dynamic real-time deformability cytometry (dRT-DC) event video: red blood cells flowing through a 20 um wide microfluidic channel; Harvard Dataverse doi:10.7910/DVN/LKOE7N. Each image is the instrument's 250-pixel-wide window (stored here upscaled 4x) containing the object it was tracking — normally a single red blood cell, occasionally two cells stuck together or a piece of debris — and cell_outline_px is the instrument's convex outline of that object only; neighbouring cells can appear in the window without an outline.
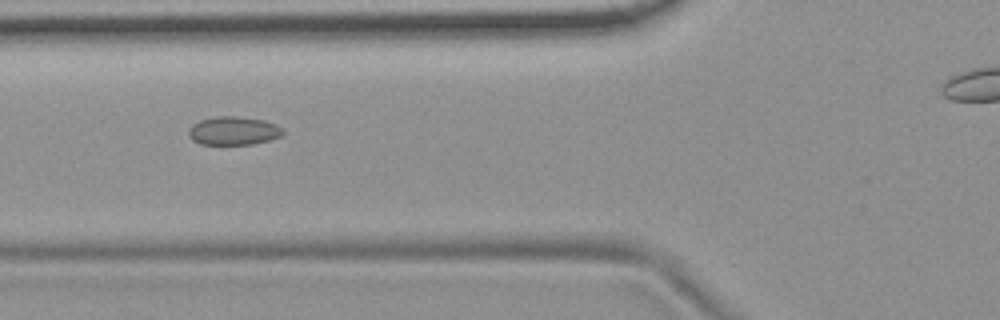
{"species": "common noctule bat (a hibernating species)", "species_latin": "Nyctalus noctula", "temperature_condition": "room temperature", "stored_images_in_passage": 4, "camera_frame_rate_fps": 3000, "um_per_image_px": 0.085, "animal": {"sex": "female", "body_mass_g": 19.9}, "frame": {"image": 1, "passage_image": 4, "time_ms": 3.333, "image_size_px": [1000, 320], "cell_outline_px": [[284, 132], [280, 136], [268, 140], [252, 144], [200, 144], [192, 140], [188, 136], [188, 128], [192, 124], [200, 120], [216, 116], [236, 116], [264, 120], [276, 124]], "centroid_in_image_um": [19.79, 11.11], "position_along_channel_um": 106.0, "area_um2": 15.61}}